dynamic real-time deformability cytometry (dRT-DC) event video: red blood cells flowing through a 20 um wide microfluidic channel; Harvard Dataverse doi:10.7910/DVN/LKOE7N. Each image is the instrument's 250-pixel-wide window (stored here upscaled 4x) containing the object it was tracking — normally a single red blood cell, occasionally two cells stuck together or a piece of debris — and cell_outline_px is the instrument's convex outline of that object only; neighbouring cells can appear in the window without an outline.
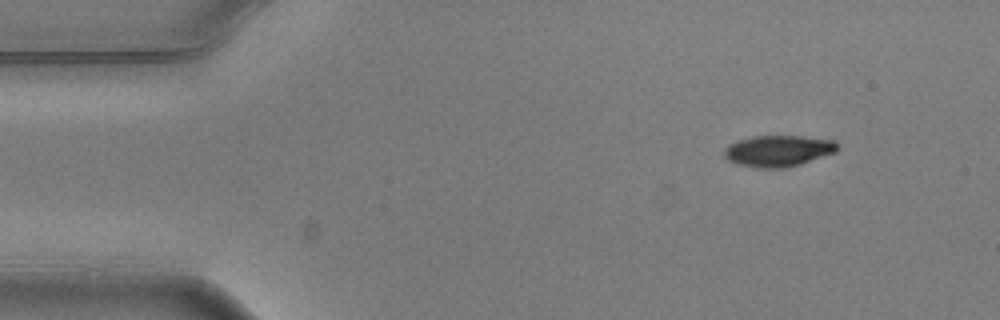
{"species": "common noctule bat (a hibernating species)", "species_latin": "Nyctalus noctula", "temperature_condition": "warm", "stored_images_in_passage": 4, "camera_frame_rate_fps": 3000, "um_per_image_px": 0.085, "animal": {"sex": "male", "body_mass_g": 20.5, "forearm_length_mm": 52.5}, "frame": {"image": 1, "passage_image": 1, "time_ms": 0.0, "image_size_px": [1000, 320], "cell_outline_px": [[840, 148], [836, 152], [788, 168], [756, 168], [736, 164], [728, 160], [724, 156], [724, 148], [728, 144], [736, 140], [752, 136], [800, 136], [836, 140]], "centroid_in_image_um": [66.14, 12.82], "position_along_channel_um": 18.9, "area_um2": 20.98}}
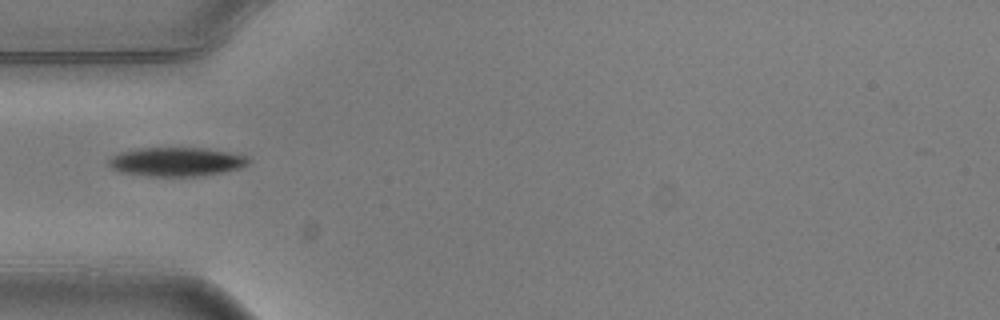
{"frame": {"image": 2, "passage_image": 4, "time_ms": 1.0, "image_size_px": [1000, 320], "cell_outline_px": [[248, 164], [240, 168], [228, 172], [200, 176], [148, 176], [120, 172], [112, 168], [108, 164], [108, 160], [112, 156], [120, 152], [136, 148], [208, 148], [248, 156]], "centroid_in_image_um": [15.0, 13.75], "position_along_channel_um": 70.0, "area_um2": 23.76}}